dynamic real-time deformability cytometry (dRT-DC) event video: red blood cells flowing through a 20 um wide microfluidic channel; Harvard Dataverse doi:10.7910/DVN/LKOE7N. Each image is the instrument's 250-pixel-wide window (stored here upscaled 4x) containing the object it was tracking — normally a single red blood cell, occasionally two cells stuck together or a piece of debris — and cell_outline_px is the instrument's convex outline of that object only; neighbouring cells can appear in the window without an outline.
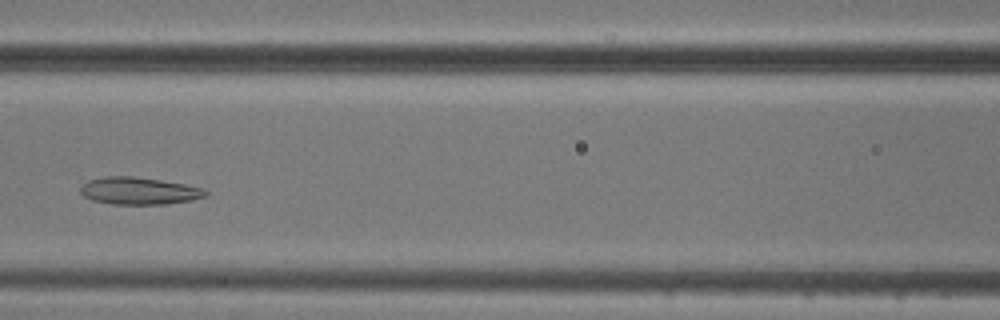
{"species": "common noctule bat (a hibernating species)", "species_latin": "Nyctalus noctula", "temperature_condition": "cold", "stored_images_in_passage": 4, "camera_frame_rate_fps": 3000, "um_per_image_px": 0.085, "animal": {"sex": "male", "body_mass_g": 20.5, "forearm_length_mm": 52.5}, "frame": {"image": 1, "passage_image": 4, "time_ms": 4.333, "image_size_px": [1000, 320], "cell_outline_px": [[208, 196], [192, 200], [168, 204], [112, 204], [92, 200], [84, 196], [80, 192], [80, 188], [88, 180], [104, 176], [132, 176], [160, 180], [184, 184], [204, 188], [208, 192]], "centroid_in_image_um": [11.84, 16.23], "position_along_channel_um": 154.8, "area_um2": 19.94}}